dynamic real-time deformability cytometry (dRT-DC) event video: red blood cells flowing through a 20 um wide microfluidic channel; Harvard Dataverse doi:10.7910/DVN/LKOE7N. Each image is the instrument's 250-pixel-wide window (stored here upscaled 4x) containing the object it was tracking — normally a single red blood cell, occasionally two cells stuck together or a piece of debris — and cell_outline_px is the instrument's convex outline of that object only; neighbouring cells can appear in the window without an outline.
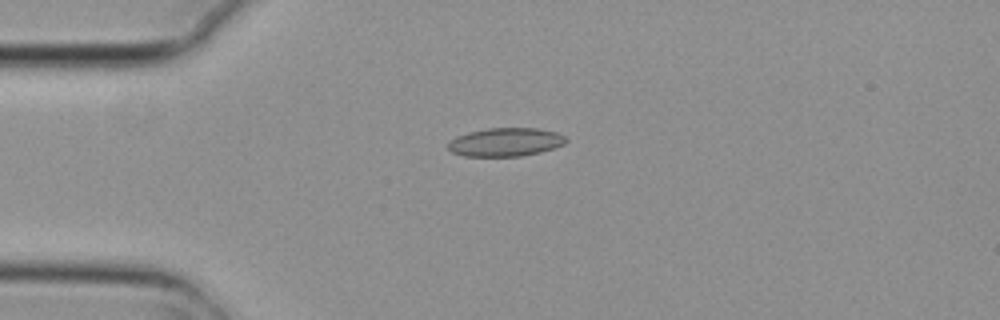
{"species": "common noctule bat (a hibernating species)", "species_latin": "Nyctalus noctula", "temperature_condition": "cold", "stored_images_in_passage": 2, "camera_frame_rate_fps": 3000, "um_per_image_px": 0.085, "animal": {"sex": "female", "body_mass_g": 29.2, "forearm_length_mm": 56.3}, "frame": {"image": 1, "passage_image": 1, "time_ms": 0.0, "image_size_px": [1000, 320], "cell_outline_px": [[568, 140], [564, 144], [540, 152], [520, 156], [464, 156], [452, 152], [448, 148], [448, 144], [456, 136], [468, 132], [488, 128], [536, 128], [556, 132], [564, 136]], "centroid_in_image_um": [42.96, 12.07], "position_along_channel_um": 42.0, "area_um2": 19.42}}